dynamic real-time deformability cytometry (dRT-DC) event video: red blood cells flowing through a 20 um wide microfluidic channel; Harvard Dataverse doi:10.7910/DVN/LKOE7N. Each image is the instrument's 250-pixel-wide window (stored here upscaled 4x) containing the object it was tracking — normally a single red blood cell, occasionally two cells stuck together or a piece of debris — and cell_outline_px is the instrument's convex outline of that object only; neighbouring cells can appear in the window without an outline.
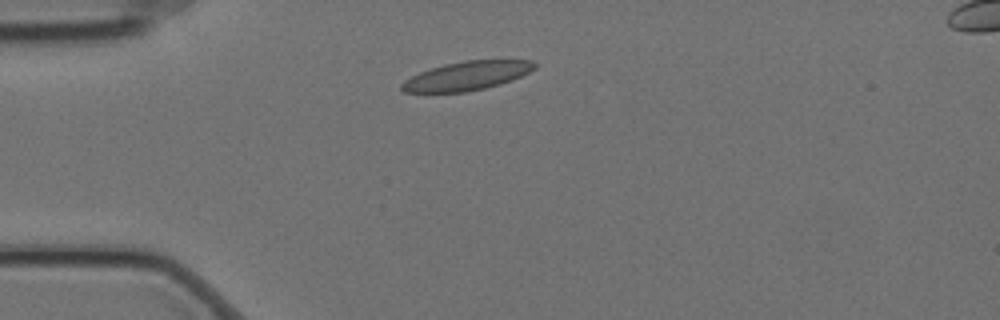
{"species": "Egyptian fruit bat (a non-hibernating species)", "species_latin": "Rousettus aegyptiacus", "temperature_condition": "cold", "stored_images_in_passage": 13, "camera_frame_rate_fps": 3000, "um_per_image_px": 0.085, "animal": {"sex": "female"}, "frame": {"image": 1, "passage_image": 2, "time_ms": 0.333, "image_size_px": [1000, 320], "cell_outline_px": [[536, 68], [512, 80], [500, 84], [484, 88], [464, 92], [404, 92], [400, 88], [400, 84], [404, 80], [420, 72], [444, 64], [464, 60], [532, 60], [536, 64]], "centroid_in_image_um": [39.67, 6.44], "position_along_channel_um": 45.3, "area_um2": 22.2}}
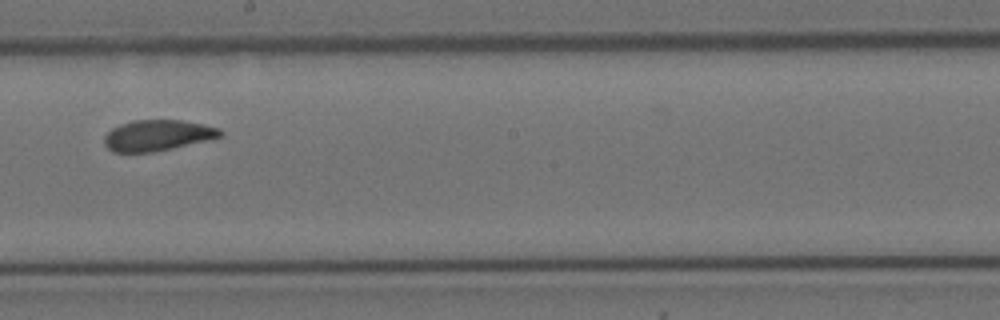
{"frame": {"image": 2, "passage_image": 7, "time_ms": 2.0, "image_size_px": [1000, 320], "cell_outline_px": [[224, 136], [208, 140], [172, 148], [152, 152], [112, 152], [104, 144], [104, 136], [112, 128], [120, 124], [132, 120], [180, 120], [204, 124], [220, 128], [224, 132]], "centroid_in_image_um": [13.41, 11.5], "position_along_channel_um": 234.8, "area_um2": 20.98}}
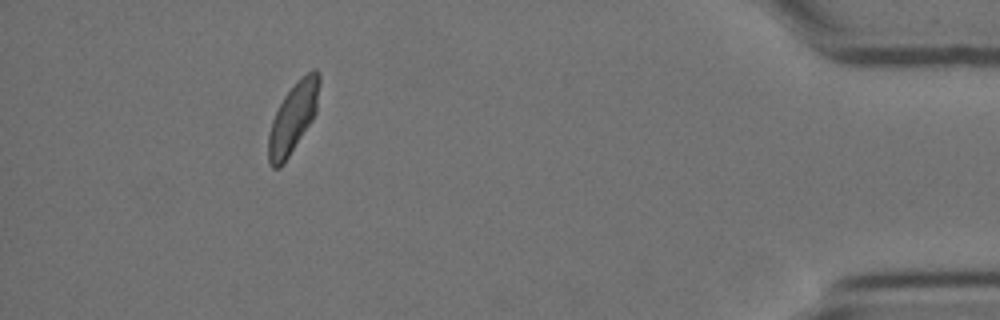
{"frame": {"image": 3, "passage_image": 12, "time_ms": 3.667, "image_size_px": [1000, 320], "cell_outline_px": [[320, 84], [316, 112], [312, 120], [280, 168], [272, 168], [268, 164], [268, 136], [272, 120], [284, 96], [312, 68], [316, 68], [320, 72]], "centroid_in_image_um": [24.91, 10.02], "position_along_channel_um": 410.3, "area_um2": 20.35}}